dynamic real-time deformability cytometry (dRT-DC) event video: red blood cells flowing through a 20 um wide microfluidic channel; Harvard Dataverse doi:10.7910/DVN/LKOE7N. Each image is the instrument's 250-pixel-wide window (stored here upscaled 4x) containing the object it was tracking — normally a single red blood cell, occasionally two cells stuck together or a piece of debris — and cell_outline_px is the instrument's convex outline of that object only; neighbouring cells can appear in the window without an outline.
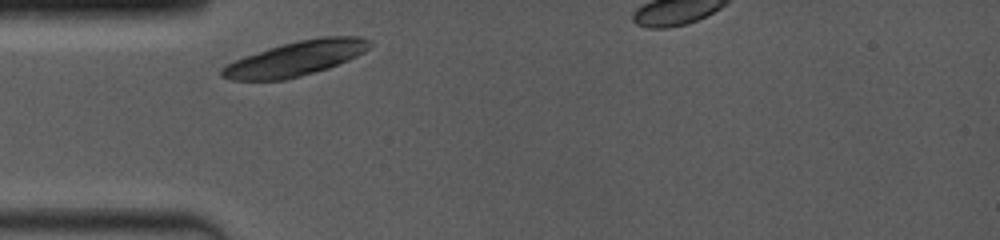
{"species": "common noctule bat (a hibernating species)", "species_latin": "Nyctalus noctula", "temperature_condition": "room temperature", "stored_images_in_passage": 1, "camera_frame_rate_fps": 4000, "um_per_image_px": 0.085, "animal": {"sex": "female", "body_mass_g": 19.0, "forearm_length_mm": 53.3}, "frame": {"image": 1, "passage_image": 1, "time_ms": 0.0, "image_size_px": [1000, 240], "cell_outline_px": [[372, 44], [364, 52], [348, 60], [328, 68], [300, 76], [284, 80], [232, 80], [220, 76], [220, 68], [244, 56], [280, 44], [300, 40], [324, 36], [360, 36], [372, 40]], "centroid_in_image_um": [25.15, 4.97], "position_along_channel_um": 59.9, "area_um2": 29.82}}